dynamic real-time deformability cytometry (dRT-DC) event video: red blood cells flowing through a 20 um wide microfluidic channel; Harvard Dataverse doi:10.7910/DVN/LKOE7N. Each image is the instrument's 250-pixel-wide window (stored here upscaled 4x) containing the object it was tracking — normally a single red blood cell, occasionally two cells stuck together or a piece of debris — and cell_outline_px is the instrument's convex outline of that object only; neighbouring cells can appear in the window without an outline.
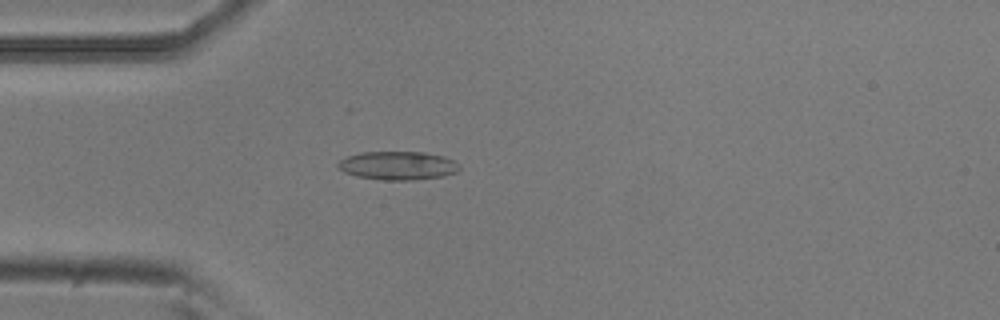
{"species": "common noctule bat (a hibernating species)", "species_latin": "Nyctalus noctula", "temperature_condition": "room temperature", "stored_images_in_passage": 1, "camera_frame_rate_fps": 3000, "um_per_image_px": 0.085, "animal": {"sex": "male", "body_mass_g": 20.5, "forearm_length_mm": 52.5}, "frame": {"image": 1, "passage_image": 1, "time_ms": 0.0, "image_size_px": [1000, 320], "cell_outline_px": [[460, 168], [456, 172], [444, 176], [412, 180], [384, 180], [356, 176], [344, 172], [336, 168], [336, 164], [340, 160], [348, 156], [360, 152], [424, 152], [444, 156], [456, 160]], "centroid_in_image_um": [33.81, 14.07], "position_along_channel_um": 51.2, "area_um2": 20.35}}